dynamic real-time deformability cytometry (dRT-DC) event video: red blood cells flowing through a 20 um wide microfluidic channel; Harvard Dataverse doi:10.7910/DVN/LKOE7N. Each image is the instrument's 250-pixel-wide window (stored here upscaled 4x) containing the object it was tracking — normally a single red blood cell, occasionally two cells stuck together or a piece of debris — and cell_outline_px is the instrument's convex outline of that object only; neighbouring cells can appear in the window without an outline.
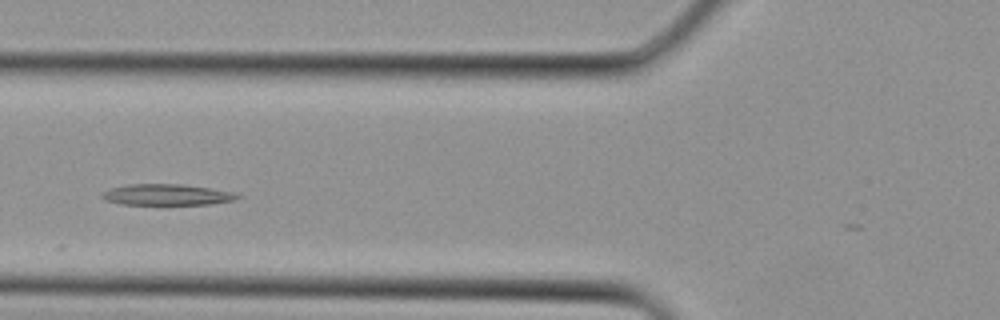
{"species": "Egyptian fruit bat (a non-hibernating species)", "species_latin": "Rousettus aegyptiacus", "temperature_condition": "cold", "stored_images_in_passage": 2, "camera_frame_rate_fps": 3000, "um_per_image_px": 0.085, "animal": {"sex": "female"}, "frame": {"image": 1, "passage_image": 2, "time_ms": 0.333, "image_size_px": [1000, 320], "cell_outline_px": [[244, 196], [236, 200], [208, 204], [120, 204], [108, 200], [100, 196], [104, 192], [112, 188], [128, 184], [180, 184], [212, 188], [232, 192]], "centroid_in_image_um": [14.25, 16.54], "position_along_channel_um": 111.6, "area_um2": 16.47}}